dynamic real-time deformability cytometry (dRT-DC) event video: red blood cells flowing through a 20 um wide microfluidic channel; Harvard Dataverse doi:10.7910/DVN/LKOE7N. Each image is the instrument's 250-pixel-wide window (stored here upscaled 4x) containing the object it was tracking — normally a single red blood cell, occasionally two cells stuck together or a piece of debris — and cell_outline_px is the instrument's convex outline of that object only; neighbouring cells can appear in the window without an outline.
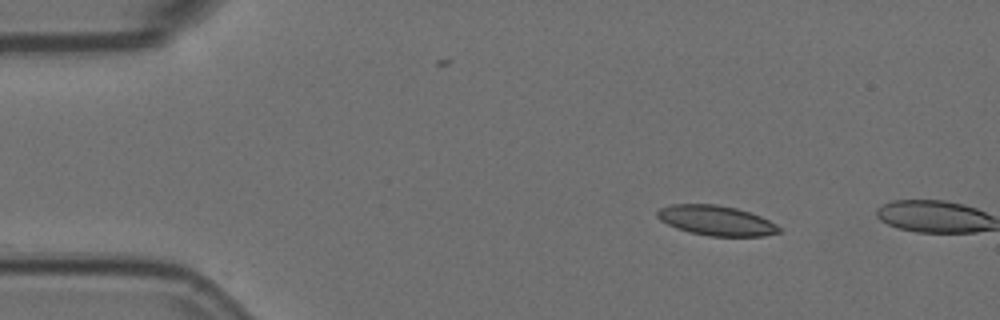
{"species": "Egyptian fruit bat (a non-hibernating species)", "species_latin": "Rousettus aegyptiacus", "temperature_condition": "room temperature", "stored_images_in_passage": 2, "camera_frame_rate_fps": 3000, "um_per_image_px": 0.085, "animal": {"sex": "female"}, "frame": {"image": 1, "passage_image": 1, "time_ms": 0.0, "image_size_px": [1000, 320], "cell_outline_px": [[780, 232], [764, 236], [708, 236], [688, 232], [676, 228], [660, 220], [656, 216], [656, 212], [660, 208], [672, 204], [716, 204], [736, 208], [760, 216], [776, 224], [780, 228]], "centroid_in_image_um": [60.85, 18.75], "position_along_channel_um": 24.2, "area_um2": 21.21}}